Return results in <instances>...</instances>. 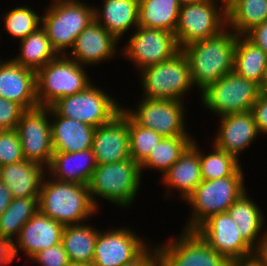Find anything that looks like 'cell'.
Here are the masks:
<instances>
[{"label":"cell","mask_w":267,"mask_h":266,"mask_svg":"<svg viewBox=\"0 0 267 266\" xmlns=\"http://www.w3.org/2000/svg\"><path fill=\"white\" fill-rule=\"evenodd\" d=\"M237 37L234 31L226 28L215 37L192 42L181 49L199 93L233 71Z\"/></svg>","instance_id":"1"},{"label":"cell","mask_w":267,"mask_h":266,"mask_svg":"<svg viewBox=\"0 0 267 266\" xmlns=\"http://www.w3.org/2000/svg\"><path fill=\"white\" fill-rule=\"evenodd\" d=\"M39 211L47 217L70 226L84 223L98 213L88 185L58 181L47 173L38 198Z\"/></svg>","instance_id":"2"},{"label":"cell","mask_w":267,"mask_h":266,"mask_svg":"<svg viewBox=\"0 0 267 266\" xmlns=\"http://www.w3.org/2000/svg\"><path fill=\"white\" fill-rule=\"evenodd\" d=\"M243 172L240 167L232 176L203 180L186 199L193 211L183 230L195 231L211 216L227 212L228 208L247 190Z\"/></svg>","instance_id":"3"},{"label":"cell","mask_w":267,"mask_h":266,"mask_svg":"<svg viewBox=\"0 0 267 266\" xmlns=\"http://www.w3.org/2000/svg\"><path fill=\"white\" fill-rule=\"evenodd\" d=\"M141 178L140 166L132 158L97 165L88 183L94 206L98 209L99 197L121 208L130 207L139 193Z\"/></svg>","instance_id":"4"},{"label":"cell","mask_w":267,"mask_h":266,"mask_svg":"<svg viewBox=\"0 0 267 266\" xmlns=\"http://www.w3.org/2000/svg\"><path fill=\"white\" fill-rule=\"evenodd\" d=\"M42 16V27L58 55L71 50L76 37L95 20L94 5L81 0H52ZM70 48V49H69Z\"/></svg>","instance_id":"5"},{"label":"cell","mask_w":267,"mask_h":266,"mask_svg":"<svg viewBox=\"0 0 267 266\" xmlns=\"http://www.w3.org/2000/svg\"><path fill=\"white\" fill-rule=\"evenodd\" d=\"M85 66L59 55L36 72L38 105L50 107L58 99L84 91L92 84Z\"/></svg>","instance_id":"6"},{"label":"cell","mask_w":267,"mask_h":266,"mask_svg":"<svg viewBox=\"0 0 267 266\" xmlns=\"http://www.w3.org/2000/svg\"><path fill=\"white\" fill-rule=\"evenodd\" d=\"M139 74L143 98L183 101L194 86L189 62L182 50L166 61L143 68Z\"/></svg>","instance_id":"7"},{"label":"cell","mask_w":267,"mask_h":266,"mask_svg":"<svg viewBox=\"0 0 267 266\" xmlns=\"http://www.w3.org/2000/svg\"><path fill=\"white\" fill-rule=\"evenodd\" d=\"M261 93L257 83L232 71L203 90L200 99L204 109L222 117L251 111Z\"/></svg>","instance_id":"8"},{"label":"cell","mask_w":267,"mask_h":266,"mask_svg":"<svg viewBox=\"0 0 267 266\" xmlns=\"http://www.w3.org/2000/svg\"><path fill=\"white\" fill-rule=\"evenodd\" d=\"M226 28L225 0L185 4L179 10L175 38L177 45L182 49L192 42L215 37Z\"/></svg>","instance_id":"9"},{"label":"cell","mask_w":267,"mask_h":266,"mask_svg":"<svg viewBox=\"0 0 267 266\" xmlns=\"http://www.w3.org/2000/svg\"><path fill=\"white\" fill-rule=\"evenodd\" d=\"M50 107L59 116L96 128L109 123L120 113L123 105L92 83L84 91L58 99Z\"/></svg>","instance_id":"10"},{"label":"cell","mask_w":267,"mask_h":266,"mask_svg":"<svg viewBox=\"0 0 267 266\" xmlns=\"http://www.w3.org/2000/svg\"><path fill=\"white\" fill-rule=\"evenodd\" d=\"M184 101L143 98L136 108L122 109L139 125L154 130L162 137L191 136L186 131Z\"/></svg>","instance_id":"11"},{"label":"cell","mask_w":267,"mask_h":266,"mask_svg":"<svg viewBox=\"0 0 267 266\" xmlns=\"http://www.w3.org/2000/svg\"><path fill=\"white\" fill-rule=\"evenodd\" d=\"M157 243L160 266H229L230 261L211 248L196 231L183 230L177 238Z\"/></svg>","instance_id":"12"},{"label":"cell","mask_w":267,"mask_h":266,"mask_svg":"<svg viewBox=\"0 0 267 266\" xmlns=\"http://www.w3.org/2000/svg\"><path fill=\"white\" fill-rule=\"evenodd\" d=\"M130 36L122 51L139 71L150 65L166 61L181 49L177 45L175 33L162 29L138 26Z\"/></svg>","instance_id":"13"},{"label":"cell","mask_w":267,"mask_h":266,"mask_svg":"<svg viewBox=\"0 0 267 266\" xmlns=\"http://www.w3.org/2000/svg\"><path fill=\"white\" fill-rule=\"evenodd\" d=\"M23 157L47 168L54 150L52 145L50 107L26 110L17 124Z\"/></svg>","instance_id":"14"},{"label":"cell","mask_w":267,"mask_h":266,"mask_svg":"<svg viewBox=\"0 0 267 266\" xmlns=\"http://www.w3.org/2000/svg\"><path fill=\"white\" fill-rule=\"evenodd\" d=\"M147 242L126 226L107 232L100 230L91 266H123L149 246Z\"/></svg>","instance_id":"15"},{"label":"cell","mask_w":267,"mask_h":266,"mask_svg":"<svg viewBox=\"0 0 267 266\" xmlns=\"http://www.w3.org/2000/svg\"><path fill=\"white\" fill-rule=\"evenodd\" d=\"M195 231L211 248L230 262L255 253L242 239L228 212L211 216Z\"/></svg>","instance_id":"16"},{"label":"cell","mask_w":267,"mask_h":266,"mask_svg":"<svg viewBox=\"0 0 267 266\" xmlns=\"http://www.w3.org/2000/svg\"><path fill=\"white\" fill-rule=\"evenodd\" d=\"M92 149L97 165L131 158L128 114L123 109L109 123L95 128Z\"/></svg>","instance_id":"17"},{"label":"cell","mask_w":267,"mask_h":266,"mask_svg":"<svg viewBox=\"0 0 267 266\" xmlns=\"http://www.w3.org/2000/svg\"><path fill=\"white\" fill-rule=\"evenodd\" d=\"M116 44L118 45V40L94 20L79 33L71 53L66 55L85 67L97 65L107 59H114L118 51Z\"/></svg>","instance_id":"18"},{"label":"cell","mask_w":267,"mask_h":266,"mask_svg":"<svg viewBox=\"0 0 267 266\" xmlns=\"http://www.w3.org/2000/svg\"><path fill=\"white\" fill-rule=\"evenodd\" d=\"M0 97L21 105L25 110L39 107L36 72L16 64L11 58L0 60Z\"/></svg>","instance_id":"19"},{"label":"cell","mask_w":267,"mask_h":266,"mask_svg":"<svg viewBox=\"0 0 267 266\" xmlns=\"http://www.w3.org/2000/svg\"><path fill=\"white\" fill-rule=\"evenodd\" d=\"M63 229L61 223L38 211L24 224L17 239L14 240L12 244L14 257L17 258L23 251L30 259L37 252L60 244Z\"/></svg>","instance_id":"20"},{"label":"cell","mask_w":267,"mask_h":266,"mask_svg":"<svg viewBox=\"0 0 267 266\" xmlns=\"http://www.w3.org/2000/svg\"><path fill=\"white\" fill-rule=\"evenodd\" d=\"M218 120L220 125L212 144L240 160V154L260 134L253 113H235L222 116Z\"/></svg>","instance_id":"21"},{"label":"cell","mask_w":267,"mask_h":266,"mask_svg":"<svg viewBox=\"0 0 267 266\" xmlns=\"http://www.w3.org/2000/svg\"><path fill=\"white\" fill-rule=\"evenodd\" d=\"M198 146V142L193 139L192 144L161 176V183L169 190L164 195H168L169 197L171 196L169 194L172 189L178 190L179 197L186 201L196 187L203 181Z\"/></svg>","instance_id":"22"},{"label":"cell","mask_w":267,"mask_h":266,"mask_svg":"<svg viewBox=\"0 0 267 266\" xmlns=\"http://www.w3.org/2000/svg\"><path fill=\"white\" fill-rule=\"evenodd\" d=\"M97 167L93 149L78 152H54L46 173L53 179L88 185Z\"/></svg>","instance_id":"23"},{"label":"cell","mask_w":267,"mask_h":266,"mask_svg":"<svg viewBox=\"0 0 267 266\" xmlns=\"http://www.w3.org/2000/svg\"><path fill=\"white\" fill-rule=\"evenodd\" d=\"M50 116L54 152L71 153L92 148L95 127L59 116L51 107Z\"/></svg>","instance_id":"24"},{"label":"cell","mask_w":267,"mask_h":266,"mask_svg":"<svg viewBox=\"0 0 267 266\" xmlns=\"http://www.w3.org/2000/svg\"><path fill=\"white\" fill-rule=\"evenodd\" d=\"M248 194L247 190L241 194L227 212L235 221L242 239L255 252H259L265 243L266 230H262L265 216L260 206Z\"/></svg>","instance_id":"25"},{"label":"cell","mask_w":267,"mask_h":266,"mask_svg":"<svg viewBox=\"0 0 267 266\" xmlns=\"http://www.w3.org/2000/svg\"><path fill=\"white\" fill-rule=\"evenodd\" d=\"M46 168L23 160L0 167V182L11 191L13 198L39 197Z\"/></svg>","instance_id":"26"},{"label":"cell","mask_w":267,"mask_h":266,"mask_svg":"<svg viewBox=\"0 0 267 266\" xmlns=\"http://www.w3.org/2000/svg\"><path fill=\"white\" fill-rule=\"evenodd\" d=\"M139 0H103L102 9L94 7L95 20L118 41L138 27ZM102 20V21H101Z\"/></svg>","instance_id":"27"},{"label":"cell","mask_w":267,"mask_h":266,"mask_svg":"<svg viewBox=\"0 0 267 266\" xmlns=\"http://www.w3.org/2000/svg\"><path fill=\"white\" fill-rule=\"evenodd\" d=\"M86 223L64 226L61 243L72 266H91L98 232Z\"/></svg>","instance_id":"28"},{"label":"cell","mask_w":267,"mask_h":266,"mask_svg":"<svg viewBox=\"0 0 267 266\" xmlns=\"http://www.w3.org/2000/svg\"><path fill=\"white\" fill-rule=\"evenodd\" d=\"M227 28L245 35L254 26L267 20V0H228Z\"/></svg>","instance_id":"29"},{"label":"cell","mask_w":267,"mask_h":266,"mask_svg":"<svg viewBox=\"0 0 267 266\" xmlns=\"http://www.w3.org/2000/svg\"><path fill=\"white\" fill-rule=\"evenodd\" d=\"M19 42L20 53L12 60L16 64L35 72L59 56L53 49L50 39L42 26Z\"/></svg>","instance_id":"30"},{"label":"cell","mask_w":267,"mask_h":266,"mask_svg":"<svg viewBox=\"0 0 267 266\" xmlns=\"http://www.w3.org/2000/svg\"><path fill=\"white\" fill-rule=\"evenodd\" d=\"M180 7L177 0H139L138 26L175 33Z\"/></svg>","instance_id":"31"},{"label":"cell","mask_w":267,"mask_h":266,"mask_svg":"<svg viewBox=\"0 0 267 266\" xmlns=\"http://www.w3.org/2000/svg\"><path fill=\"white\" fill-rule=\"evenodd\" d=\"M267 65V54L245 35H238L233 71L259 86Z\"/></svg>","instance_id":"32"},{"label":"cell","mask_w":267,"mask_h":266,"mask_svg":"<svg viewBox=\"0 0 267 266\" xmlns=\"http://www.w3.org/2000/svg\"><path fill=\"white\" fill-rule=\"evenodd\" d=\"M38 198L12 199V202L0 216V237L13 244V239H17L24 224L39 211Z\"/></svg>","instance_id":"33"},{"label":"cell","mask_w":267,"mask_h":266,"mask_svg":"<svg viewBox=\"0 0 267 266\" xmlns=\"http://www.w3.org/2000/svg\"><path fill=\"white\" fill-rule=\"evenodd\" d=\"M192 136L164 137L140 165V171L148 169L161 171L164 174L192 144Z\"/></svg>","instance_id":"34"},{"label":"cell","mask_w":267,"mask_h":266,"mask_svg":"<svg viewBox=\"0 0 267 266\" xmlns=\"http://www.w3.org/2000/svg\"><path fill=\"white\" fill-rule=\"evenodd\" d=\"M214 148V149H213ZM212 152L204 153L199 146L201 175L203 180H215L232 176L240 167V160L212 144Z\"/></svg>","instance_id":"35"},{"label":"cell","mask_w":267,"mask_h":266,"mask_svg":"<svg viewBox=\"0 0 267 266\" xmlns=\"http://www.w3.org/2000/svg\"><path fill=\"white\" fill-rule=\"evenodd\" d=\"M7 11L1 16L4 21L2 31L6 30L13 38L22 40L42 26V16L26 5Z\"/></svg>","instance_id":"36"},{"label":"cell","mask_w":267,"mask_h":266,"mask_svg":"<svg viewBox=\"0 0 267 266\" xmlns=\"http://www.w3.org/2000/svg\"><path fill=\"white\" fill-rule=\"evenodd\" d=\"M128 132L131 158L140 166L156 145L164 138L154 130L142 127L128 115Z\"/></svg>","instance_id":"37"},{"label":"cell","mask_w":267,"mask_h":266,"mask_svg":"<svg viewBox=\"0 0 267 266\" xmlns=\"http://www.w3.org/2000/svg\"><path fill=\"white\" fill-rule=\"evenodd\" d=\"M25 160L16 129L0 130V167Z\"/></svg>","instance_id":"38"},{"label":"cell","mask_w":267,"mask_h":266,"mask_svg":"<svg viewBox=\"0 0 267 266\" xmlns=\"http://www.w3.org/2000/svg\"><path fill=\"white\" fill-rule=\"evenodd\" d=\"M30 260L40 266H72L62 243L37 252Z\"/></svg>","instance_id":"39"},{"label":"cell","mask_w":267,"mask_h":266,"mask_svg":"<svg viewBox=\"0 0 267 266\" xmlns=\"http://www.w3.org/2000/svg\"><path fill=\"white\" fill-rule=\"evenodd\" d=\"M25 111L21 105L0 97V130L16 129Z\"/></svg>","instance_id":"40"},{"label":"cell","mask_w":267,"mask_h":266,"mask_svg":"<svg viewBox=\"0 0 267 266\" xmlns=\"http://www.w3.org/2000/svg\"><path fill=\"white\" fill-rule=\"evenodd\" d=\"M123 266H160V252L156 244L147 246L136 258Z\"/></svg>","instance_id":"41"},{"label":"cell","mask_w":267,"mask_h":266,"mask_svg":"<svg viewBox=\"0 0 267 266\" xmlns=\"http://www.w3.org/2000/svg\"><path fill=\"white\" fill-rule=\"evenodd\" d=\"M251 112L260 135H267V97L262 93L258 96L257 101L253 104Z\"/></svg>","instance_id":"42"},{"label":"cell","mask_w":267,"mask_h":266,"mask_svg":"<svg viewBox=\"0 0 267 266\" xmlns=\"http://www.w3.org/2000/svg\"><path fill=\"white\" fill-rule=\"evenodd\" d=\"M245 36L267 54V20L254 26Z\"/></svg>","instance_id":"43"},{"label":"cell","mask_w":267,"mask_h":266,"mask_svg":"<svg viewBox=\"0 0 267 266\" xmlns=\"http://www.w3.org/2000/svg\"><path fill=\"white\" fill-rule=\"evenodd\" d=\"M229 266H267L264 257L255 252L249 256L241 257L230 262Z\"/></svg>","instance_id":"44"},{"label":"cell","mask_w":267,"mask_h":266,"mask_svg":"<svg viewBox=\"0 0 267 266\" xmlns=\"http://www.w3.org/2000/svg\"><path fill=\"white\" fill-rule=\"evenodd\" d=\"M13 245L0 237V266H6L14 261Z\"/></svg>","instance_id":"45"},{"label":"cell","mask_w":267,"mask_h":266,"mask_svg":"<svg viewBox=\"0 0 267 266\" xmlns=\"http://www.w3.org/2000/svg\"><path fill=\"white\" fill-rule=\"evenodd\" d=\"M12 199L11 191L4 183L0 182V216L12 202Z\"/></svg>","instance_id":"46"},{"label":"cell","mask_w":267,"mask_h":266,"mask_svg":"<svg viewBox=\"0 0 267 266\" xmlns=\"http://www.w3.org/2000/svg\"><path fill=\"white\" fill-rule=\"evenodd\" d=\"M259 87L261 89V92L267 87V65H266V67L264 69L262 82H261V85Z\"/></svg>","instance_id":"47"},{"label":"cell","mask_w":267,"mask_h":266,"mask_svg":"<svg viewBox=\"0 0 267 266\" xmlns=\"http://www.w3.org/2000/svg\"><path fill=\"white\" fill-rule=\"evenodd\" d=\"M177 1L182 6L185 4L197 3V2H201V1H210V0H177Z\"/></svg>","instance_id":"48"},{"label":"cell","mask_w":267,"mask_h":266,"mask_svg":"<svg viewBox=\"0 0 267 266\" xmlns=\"http://www.w3.org/2000/svg\"><path fill=\"white\" fill-rule=\"evenodd\" d=\"M259 253H267V230H266V237H265V243L263 248L259 251Z\"/></svg>","instance_id":"49"},{"label":"cell","mask_w":267,"mask_h":266,"mask_svg":"<svg viewBox=\"0 0 267 266\" xmlns=\"http://www.w3.org/2000/svg\"><path fill=\"white\" fill-rule=\"evenodd\" d=\"M260 254L264 257V259L266 261V265H267V253H260Z\"/></svg>","instance_id":"50"},{"label":"cell","mask_w":267,"mask_h":266,"mask_svg":"<svg viewBox=\"0 0 267 266\" xmlns=\"http://www.w3.org/2000/svg\"><path fill=\"white\" fill-rule=\"evenodd\" d=\"M262 94L267 97V87L262 91Z\"/></svg>","instance_id":"51"}]
</instances>
